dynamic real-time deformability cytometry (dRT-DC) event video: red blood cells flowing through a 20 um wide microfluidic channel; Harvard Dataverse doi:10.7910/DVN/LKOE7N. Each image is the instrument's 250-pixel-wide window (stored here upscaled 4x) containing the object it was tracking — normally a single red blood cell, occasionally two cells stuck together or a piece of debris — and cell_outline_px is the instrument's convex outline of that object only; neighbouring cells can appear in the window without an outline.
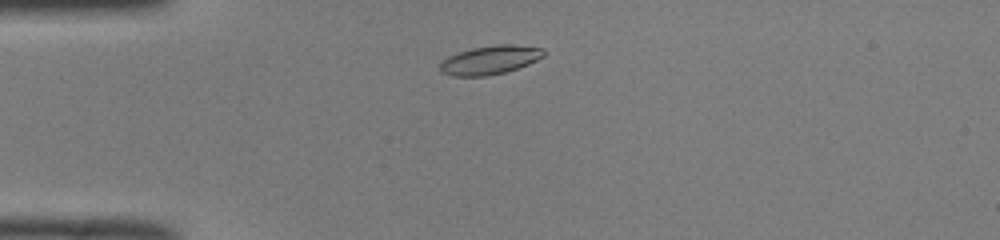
{"species": "common noctule bat (a hibernating species)", "species_latin": "Nyctalus noctula", "temperature_condition": "room temperature", "stored_images_in_passage": 41, "camera_frame_rate_fps": 3000, "um_per_image_px": 0.085, "animal": {"sex": "male", "body_mass_g": 19.0, "forearm_length_mm": 50.8}, "frame": {"image": 1, "passage_image": 3, "time_ms": 0.667, "image_size_px": [1000, 240], "cell_outline_px": [[544, 56], [528, 64], [504, 72], [484, 76], [452, 76], [440, 72], [440, 64], [448, 56], [456, 52], [472, 48], [496, 44], [516, 44], [544, 48]], "centroid_in_image_um": [41.64, 5.08], "position_along_channel_um": 43.4, "area_um2": 17.4}}
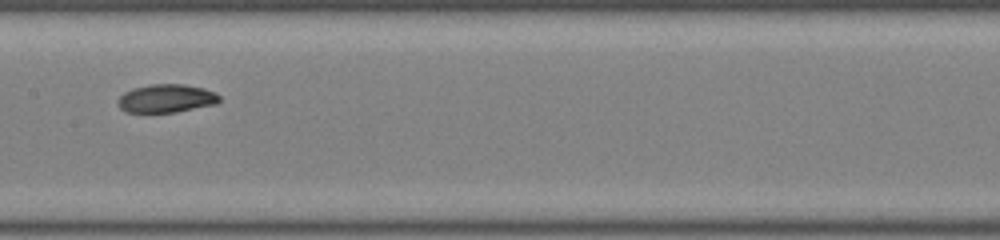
{"frame": {"image": 2, "passage_image": 16, "time_ms": 5.0, "image_size_px": [1000, 240], "cell_outline_px": [[220, 100], [216, 104], [176, 112], [124, 112], [120, 108], [116, 100], [124, 92], [132, 88], [152, 84], [184, 84], [204, 88], [216, 92], [220, 96]], "centroid_in_image_um": [14.13, 8.36], "position_along_channel_um": 193.3, "area_um2": 16.88}}
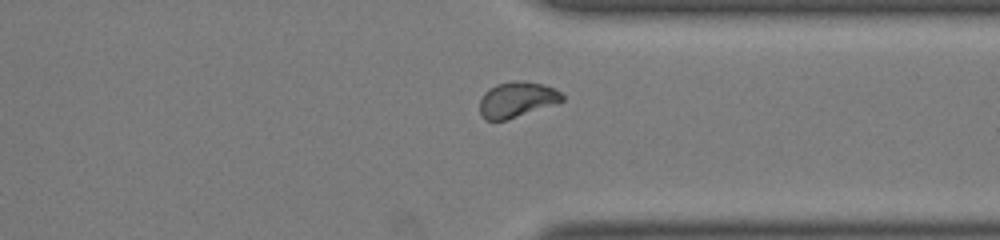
{"frame": {"image": 3, "passage_image": 29, "time_ms": 9.333, "image_size_px": [1000, 240], "cell_outline_px": [[564, 100], [508, 120], [484, 120], [480, 112], [480, 100], [484, 92], [488, 88], [496, 84], [516, 80], [544, 84], [556, 88], [564, 96]], "centroid_in_image_um": [43.92, 8.46], "position_along_channel_um": 367.5, "area_um2": 17.11}, "authors_computed_cell_mechanics": {"area_um2": 17.1666, "velocity_mm_per_s": 4.0042, "shape_relaxation_time_tau1_ms": 2.859, "shape_relaxation_time_tau2_ms": 8.6718, "deformation_change_tau1": 0.1315, "deformation_change_tau2": 0.1016}}